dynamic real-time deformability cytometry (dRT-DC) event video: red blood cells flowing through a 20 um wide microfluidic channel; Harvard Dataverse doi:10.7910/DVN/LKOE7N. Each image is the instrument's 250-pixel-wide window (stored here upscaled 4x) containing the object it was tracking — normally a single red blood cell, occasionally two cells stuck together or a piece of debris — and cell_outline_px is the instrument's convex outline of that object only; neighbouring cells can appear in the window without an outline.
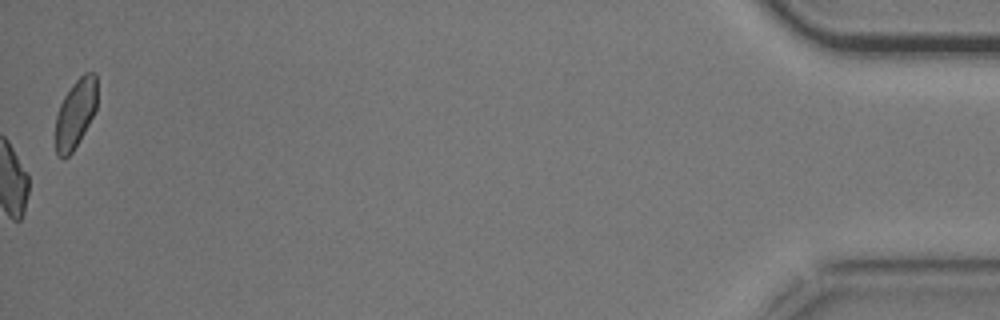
{"species": "common noctule bat (a hibernating species)", "species_latin": "Nyctalus noctula", "temperature_condition": "cold", "stored_images_in_passage": 53, "camera_frame_rate_fps": 3000, "um_per_image_px": 0.085, "animal": {"sex": "male", "body_mass_g": 20.5, "forearm_length_mm": 52.5}, "frame": {"image": 1, "passage_image": 53, "time_ms": 17.333, "image_size_px": [1000, 320], "cell_outline_px": [[96, 108], [84, 132], [72, 152], [64, 160], [56, 152], [56, 116], [60, 104], [64, 96], [72, 84], [84, 72], [96, 72]], "centroid_in_image_um": [6.41, 9.63], "position_along_channel_um": 428.8, "area_um2": 16.47}, "authors_computed_cell_mechanics": {"area_um2": 18.9584, "velocity_mm_per_s": 3.6863, "shape_relaxation_time_tau1_ms": 4.9956, "shape_relaxation_time_tau2_ms": 6.8553, "deformation_change_tau1": 0.0945, "deformation_change_tau2": 0.1011}}